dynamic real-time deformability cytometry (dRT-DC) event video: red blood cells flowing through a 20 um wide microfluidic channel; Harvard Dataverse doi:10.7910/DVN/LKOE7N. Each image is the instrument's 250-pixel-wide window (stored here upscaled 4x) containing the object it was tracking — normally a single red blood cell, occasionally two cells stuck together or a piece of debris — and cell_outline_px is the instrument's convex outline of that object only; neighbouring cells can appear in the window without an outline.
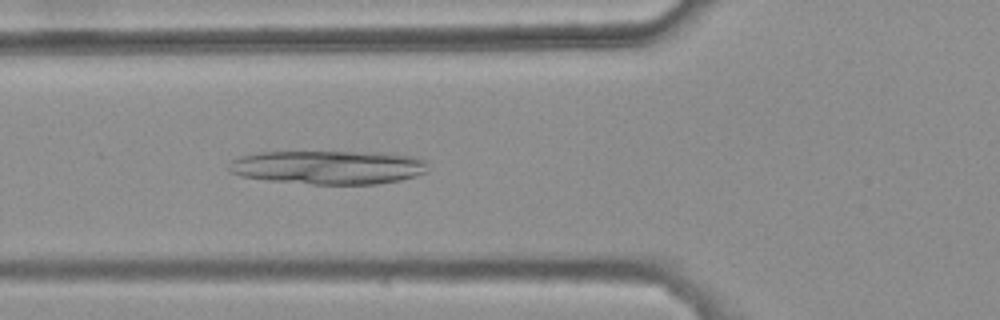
{"species": "common noctule bat (a hibernating species)", "species_latin": "Nyctalus noctula", "temperature_condition": "warm", "stored_images_in_passage": 46, "camera_frame_rate_fps": 3000, "um_per_image_px": 0.085, "animal": {"sex": "female", "body_mass_g": 25.1}, "frame": {"image": 1, "passage_image": 19, "time_ms": 6.0, "image_size_px": [1000, 320], "cell_outline_px": [[424, 172], [416, 176], [400, 180], [376, 184], [312, 184], [268, 180], [240, 176], [228, 172], [232, 160], [240, 156], [260, 152], [380, 152], [416, 156], [424, 160]], "centroid_in_image_um": [27.89, 14.21], "position_along_channel_um": 97.9, "area_um2": 39.07}}
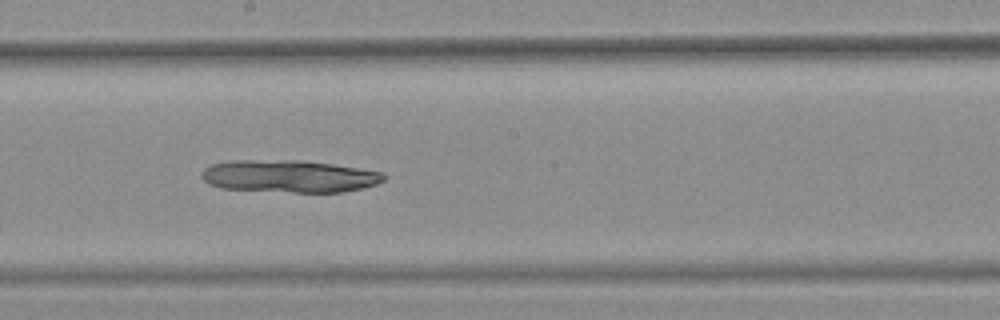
{"frame": {"image": 2, "passage_image": 29, "time_ms": 9.333, "image_size_px": [1000, 320], "cell_outline_px": [[384, 180], [376, 184], [360, 188], [340, 192], [292, 192], [220, 188], [208, 184], [200, 176], [204, 168], [212, 164], [228, 160], [304, 160], [360, 168], [384, 172]], "centroid_in_image_um": [24.54, 14.97], "position_along_channel_um": 223.7, "area_um2": 34.45}}
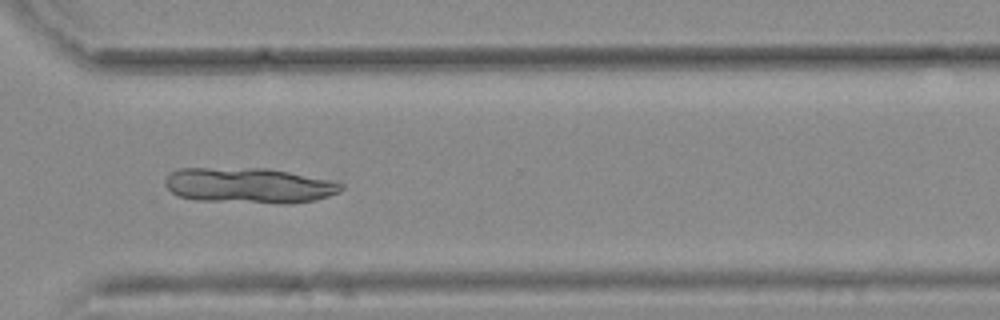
{"frame": {"image": 3, "passage_image": 39, "time_ms": 12.667, "image_size_px": [1000, 320], "cell_outline_px": [[344, 188], [328, 196], [316, 200], [284, 204], [196, 200], [176, 196], [164, 184], [164, 180], [172, 172], [180, 168], [268, 168], [336, 180], [344, 184]], "centroid_in_image_um": [21.2, 15.76], "position_along_channel_um": 349.4, "area_um2": 36.76}}